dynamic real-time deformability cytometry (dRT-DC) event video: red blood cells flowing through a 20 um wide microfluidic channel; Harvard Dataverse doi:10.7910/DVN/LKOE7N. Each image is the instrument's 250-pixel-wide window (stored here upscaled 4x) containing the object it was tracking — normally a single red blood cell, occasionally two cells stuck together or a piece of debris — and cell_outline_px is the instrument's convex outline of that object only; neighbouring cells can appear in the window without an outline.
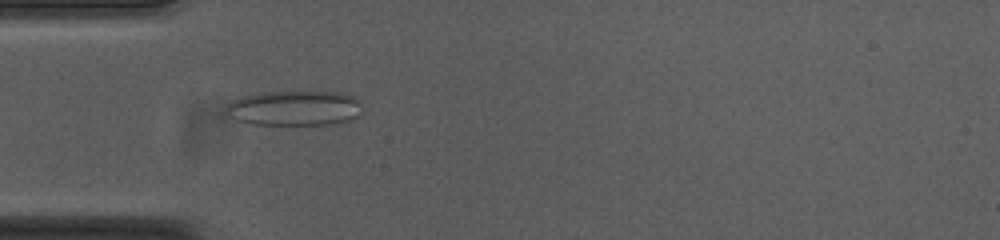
{"species": "common noctule bat (a hibernating species)", "species_latin": "Nyctalus noctula", "temperature_condition": "cold", "stored_images_in_passage": 47, "camera_frame_rate_fps": 3000, "um_per_image_px": 0.085, "animal": {"sex": "female", "body_mass_g": 23.0, "forearm_length_mm": 53.4}, "frame": {"image": 1, "passage_image": 9, "time_ms": 2.667, "image_size_px": [1000, 240], "cell_outline_px": [[360, 116], [336, 124], [252, 124], [236, 120], [224, 108], [232, 100], [244, 96], [264, 92], [340, 92], [356, 96], [360, 100]], "centroid_in_image_um": [25.08, 9.19], "position_along_channel_um": 59.9, "area_um2": 27.74}}
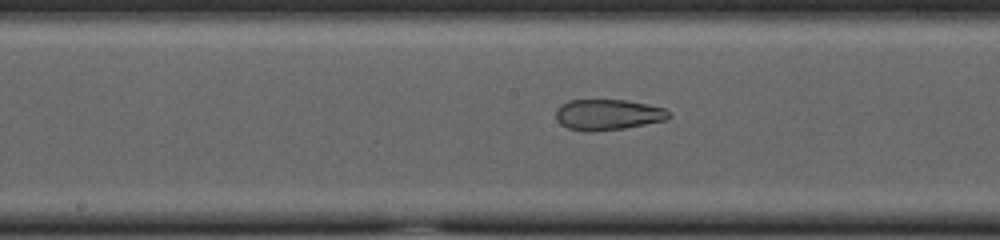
{"frame": {"image": 2, "passage_image": 20, "time_ms": 6.333, "image_size_px": [1000, 240], "cell_outline_px": [[672, 116], [668, 120], [624, 128], [592, 132], [584, 132], [568, 128], [560, 124], [556, 116], [556, 108], [560, 104], [568, 100], [624, 100], [648, 104], [664, 108]], "centroid_in_image_um": [51.66, 9.75], "position_along_channel_um": 196.5, "area_um2": 20.46}}
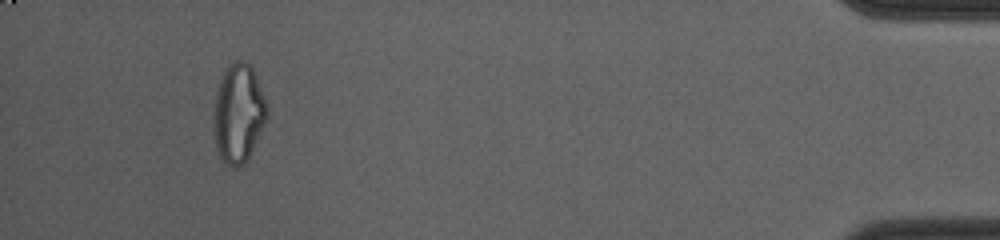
{"frame": {"image": 3, "passage_image": 43, "time_ms": 14.0, "image_size_px": [1000, 240], "cell_outline_px": [[268, 116], [248, 160], [244, 164], [236, 168], [232, 168], [220, 156], [216, 144], [216, 92], [220, 76], [228, 64], [236, 60], [244, 60], [252, 64], [268, 108]], "centroid_in_image_um": [20.31, 9.58], "position_along_channel_um": 414.9, "area_um2": 30.4}, "authors_computed_cell_mechanics": {"area_um2": 26.1256, "velocity_mm_per_s": 3.7627, "shape_relaxation_time_tau1_ms": null, "shape_relaxation_time_tau2_ms": 1.3618, "deformation_change_tau1": null, "deformation_change_tau2": 0.0792}}